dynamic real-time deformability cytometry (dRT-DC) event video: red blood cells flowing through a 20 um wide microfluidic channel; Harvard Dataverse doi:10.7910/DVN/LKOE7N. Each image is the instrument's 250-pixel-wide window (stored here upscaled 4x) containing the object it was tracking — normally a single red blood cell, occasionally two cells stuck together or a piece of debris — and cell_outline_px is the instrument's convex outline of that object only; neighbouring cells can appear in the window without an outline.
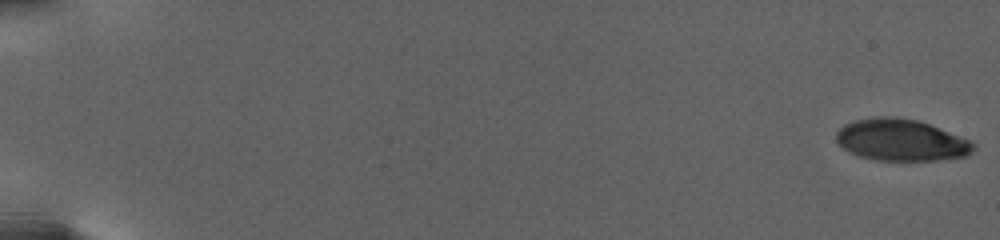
{"species": "human", "species_latin": "Homo sapiens", "temperature_condition": "warm", "stored_images_in_passage": 58, "camera_frame_rate_fps": 3000, "um_per_image_px": 0.085, "donor": {"sex": "female"}, "frame": {"image": 1, "passage_image": 1, "time_ms": 0.0, "image_size_px": [1000, 240], "cell_outline_px": [[976, 148], [972, 152], [964, 156], [936, 160], [876, 160], [860, 156], [848, 152], [836, 140], [836, 132], [844, 124], [856, 120], [876, 116], [888, 116], [916, 120], [928, 124], [968, 140], [976, 144]], "centroid_in_image_um": [76.56, 11.91], "position_along_channel_um": 8.4, "area_um2": 32.95}}
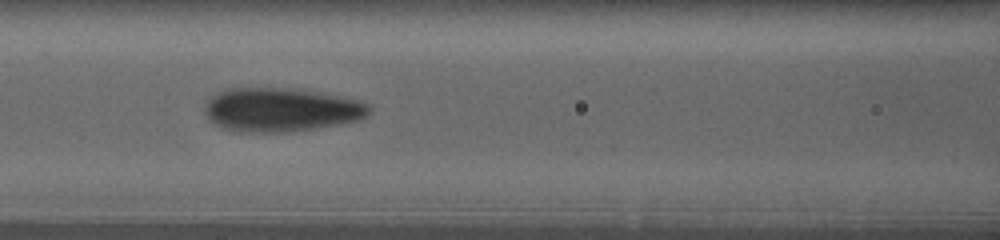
{"frame": {"image": 2, "passage_image": 25, "time_ms": 12.667, "image_size_px": [1000, 240], "cell_outline_px": [[372, 108], [360, 120], [340, 124], [292, 132], [232, 132], [220, 128], [208, 120], [204, 112], [204, 104], [216, 92], [228, 88], [280, 88], [312, 92], [336, 96], [356, 100], [368, 104]], "centroid_in_image_um": [23.78, 9.36], "position_along_channel_um": 142.8, "area_um2": 41.96}}
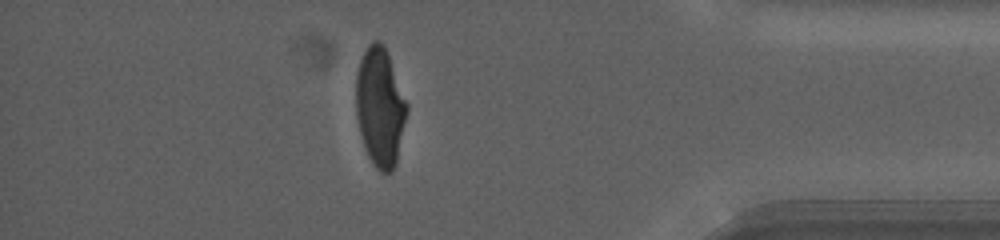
{"frame": {"image": 3, "passage_image": 50, "time_ms": 23.667, "image_size_px": [1000, 240], "cell_outline_px": [[408, 108], [396, 164], [392, 172], [380, 172], [372, 164], [364, 148], [356, 116], [356, 72], [360, 60], [368, 44], [372, 40], [380, 40], [384, 44], [408, 104]], "centroid_in_image_um": [32.3, 9.09], "position_along_channel_um": 402.9, "area_um2": 35.43}, "authors_computed_cell_mechanics": {"area_um2": 36.0961, "velocity_mm_per_s": 2.6329, "shape_relaxation_time_tau1_ms": 9.2709, "shape_relaxation_time_tau2_ms": null, "deformation_change_tau1": 0.2508, "deformation_change_tau2": null}}